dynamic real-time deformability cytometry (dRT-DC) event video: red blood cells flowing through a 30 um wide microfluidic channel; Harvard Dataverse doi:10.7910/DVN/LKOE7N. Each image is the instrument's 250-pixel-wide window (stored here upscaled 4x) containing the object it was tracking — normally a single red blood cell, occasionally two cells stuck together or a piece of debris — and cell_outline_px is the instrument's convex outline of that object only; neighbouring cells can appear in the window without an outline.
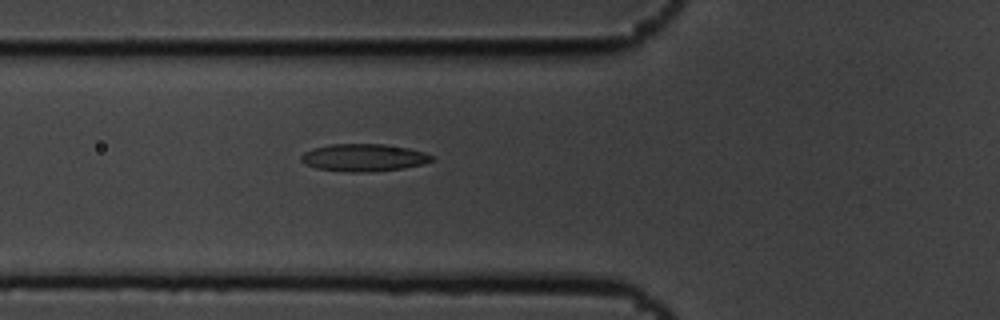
{"species": "common noctule bat (a hibernating species)", "species_latin": "Nyctalus noctula", "temperature_condition": "cold", "stored_images_in_passage": 6, "camera_frame_rate_fps": 3000, "um_per_image_px": 0.085, "animal": {"sex": "male", "body_mass_g": 19.5, "forearm_length_mm": 54.6}, "frame": {"image": 1, "passage_image": 6, "time_ms": 1.667, "image_size_px": [1000, 320], "cell_outline_px": [[432, 160], [424, 164], [404, 168], [368, 172], [348, 172], [316, 168], [304, 164], [300, 160], [300, 156], [304, 152], [312, 148], [332, 144], [384, 144], [408, 148], [424, 152], [432, 156]], "centroid_in_image_um": [30.88, 13.4], "position_along_channel_um": 94.9, "area_um2": 20.92}}